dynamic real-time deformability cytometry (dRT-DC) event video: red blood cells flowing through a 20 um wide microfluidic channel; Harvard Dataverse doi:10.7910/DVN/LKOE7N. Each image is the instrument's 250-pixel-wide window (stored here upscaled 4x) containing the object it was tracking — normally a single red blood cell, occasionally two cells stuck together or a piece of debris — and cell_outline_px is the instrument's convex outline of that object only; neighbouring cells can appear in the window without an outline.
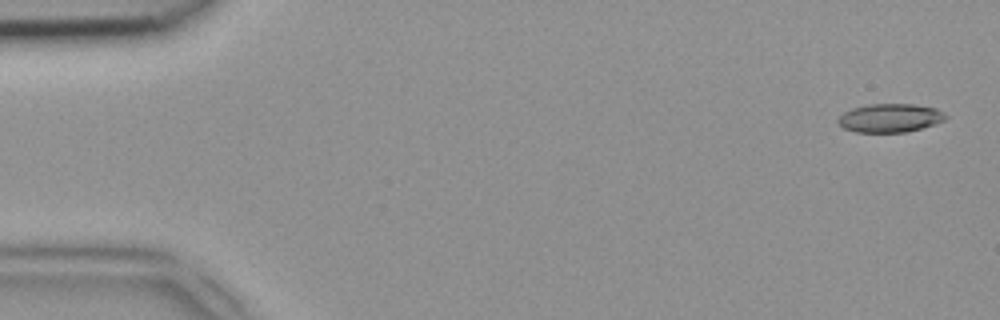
{"species": "common noctule bat (a hibernating species)", "species_latin": "Nyctalus noctula", "temperature_condition": "room temperature", "stored_images_in_passage": 49, "camera_frame_rate_fps": 3000, "um_per_image_px": 0.085, "animal": {"sex": "female", "body_mass_g": 18.4}, "frame": {"image": 1, "passage_image": 2, "time_ms": 0.333, "image_size_px": [1000, 320], "cell_outline_px": [[948, 116], [944, 120], [936, 124], [904, 132], [856, 132], [844, 128], [836, 120], [844, 112], [852, 108], [868, 104], [912, 104], [936, 108], [944, 112]], "centroid_in_image_um": [75.66, 10.02], "position_along_channel_um": 9.3, "area_um2": 17.86}}
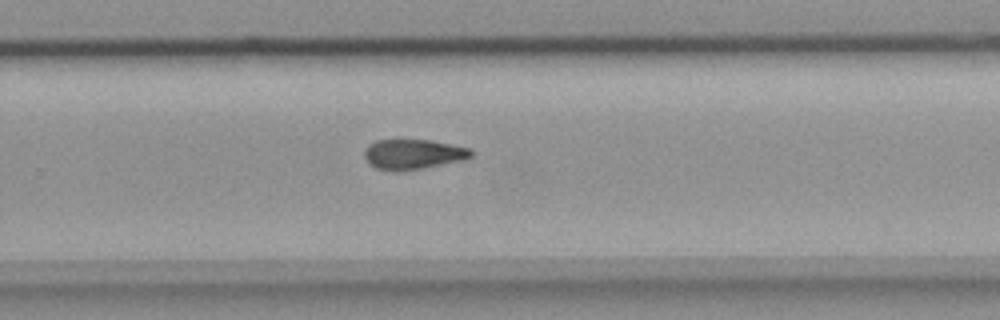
{"frame": {"image": 2, "passage_image": 32, "time_ms": 10.333, "image_size_px": [1000, 320], "cell_outline_px": [[472, 156], [464, 160], [420, 168], [396, 172], [376, 168], [364, 156], [364, 152], [368, 144], [376, 140], [432, 140], [472, 148]], "centroid_in_image_um": [35.14, 13.1], "position_along_channel_um": 294.7, "area_um2": 18.61}}
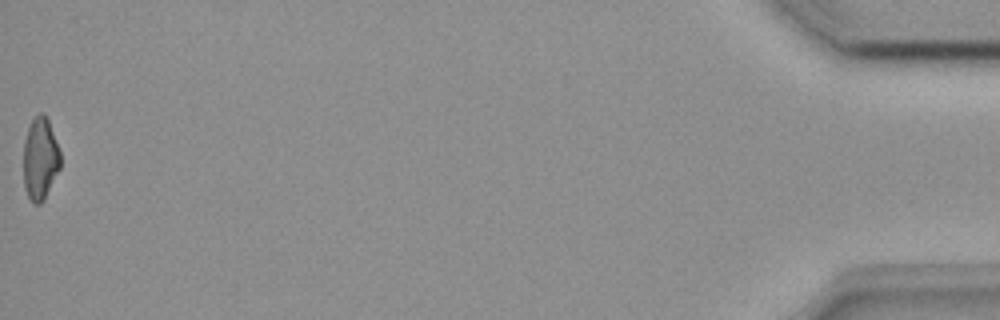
{"frame": {"image": 3, "passage_image": 49, "time_ms": 16.0, "image_size_px": [1000, 320], "cell_outline_px": [[60, 168], [44, 200], [40, 204], [32, 204], [24, 188], [24, 140], [28, 128], [32, 120], [40, 112], [44, 112], [48, 120], [60, 152]], "centroid_in_image_um": [3.41, 13.52], "position_along_channel_um": 431.8, "area_um2": 17.69}}